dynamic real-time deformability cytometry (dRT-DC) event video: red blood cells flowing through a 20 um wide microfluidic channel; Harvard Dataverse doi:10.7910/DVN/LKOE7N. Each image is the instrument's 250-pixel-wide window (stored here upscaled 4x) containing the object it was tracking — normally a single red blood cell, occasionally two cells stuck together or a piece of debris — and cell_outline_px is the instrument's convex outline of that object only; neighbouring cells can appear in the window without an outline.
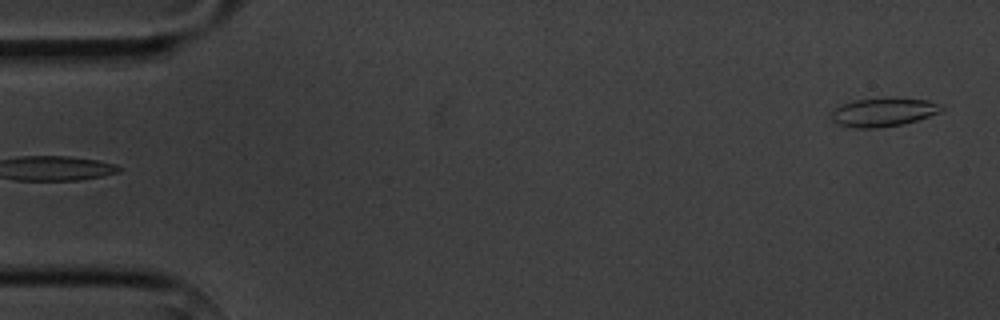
{"species": "common noctule bat (a hibernating species)", "species_latin": "Nyctalus noctula", "temperature_condition": "cold", "stored_images_in_passage": 5, "camera_frame_rate_fps": 3000, "um_per_image_px": 0.085, "animal": {"sex": "male", "body_mass_g": 20.1, "forearm_length_mm": 53.5}, "frame": {"image": 1, "passage_image": 5, "time_ms": 4.667, "image_size_px": [1000, 320], "cell_outline_px": [[944, 108], [940, 112], [904, 124], [880, 128], [856, 128], [836, 124], [832, 120], [832, 112], [836, 108], [852, 100], [884, 96], [896, 96], [928, 100], [944, 104]], "centroid_in_image_um": [75.13, 9.5], "position_along_channel_um": 9.9, "area_um2": 19.02}}